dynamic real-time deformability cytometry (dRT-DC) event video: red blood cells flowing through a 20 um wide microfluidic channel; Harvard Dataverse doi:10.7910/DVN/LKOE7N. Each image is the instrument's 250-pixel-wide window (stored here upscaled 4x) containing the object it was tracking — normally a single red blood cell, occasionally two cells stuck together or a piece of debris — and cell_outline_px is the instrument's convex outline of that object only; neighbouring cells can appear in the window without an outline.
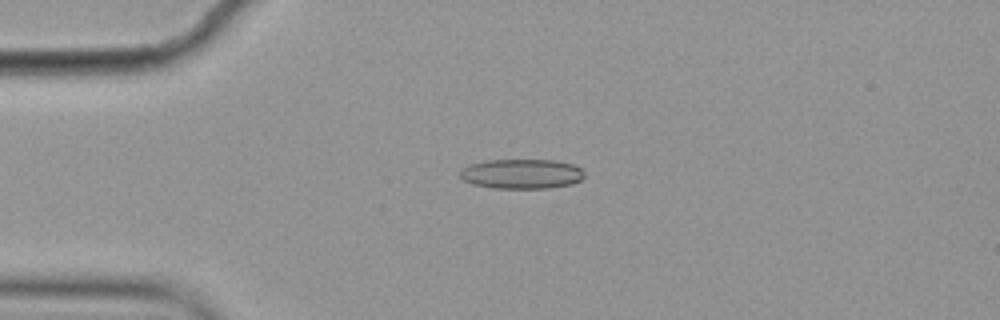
{"species": "common noctule bat (a hibernating species)", "species_latin": "Nyctalus noctula", "temperature_condition": "cold", "stored_images_in_passage": 4, "camera_frame_rate_fps": 3000, "um_per_image_px": 0.085, "animal": {"sex": "female", "body_mass_g": 19.9}, "frame": {"image": 1, "passage_image": 2, "time_ms": 0.333, "image_size_px": [1000, 320], "cell_outline_px": [[584, 176], [580, 180], [572, 184], [548, 188], [492, 188], [472, 184], [464, 180], [460, 176], [460, 168], [484, 160], [556, 160], [572, 164], [580, 168], [584, 172]], "centroid_in_image_um": [44.33, 14.78], "position_along_channel_um": 40.7, "area_um2": 21.62}}
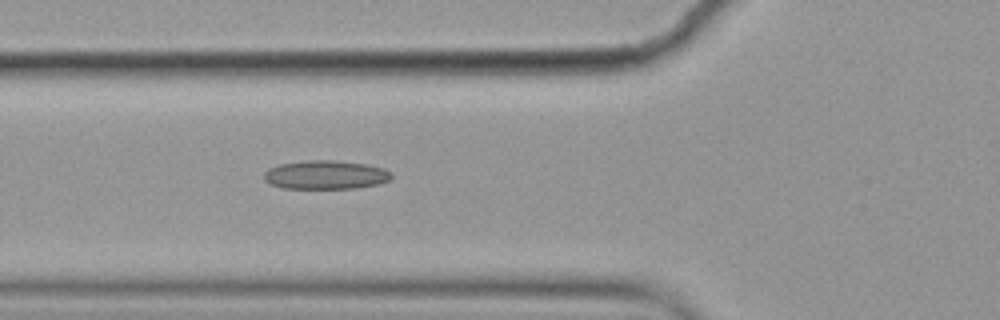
{"frame": {"image": 2, "passage_image": 4, "time_ms": 1.0, "image_size_px": [1000, 320], "cell_outline_px": [[392, 176], [388, 180], [380, 184], [356, 188], [284, 188], [272, 184], [264, 180], [264, 172], [268, 168], [280, 164], [304, 160], [332, 160], [368, 164], [384, 168], [392, 172]], "centroid_in_image_um": [27.7, 14.85], "position_along_channel_um": 98.1, "area_um2": 21.44}}